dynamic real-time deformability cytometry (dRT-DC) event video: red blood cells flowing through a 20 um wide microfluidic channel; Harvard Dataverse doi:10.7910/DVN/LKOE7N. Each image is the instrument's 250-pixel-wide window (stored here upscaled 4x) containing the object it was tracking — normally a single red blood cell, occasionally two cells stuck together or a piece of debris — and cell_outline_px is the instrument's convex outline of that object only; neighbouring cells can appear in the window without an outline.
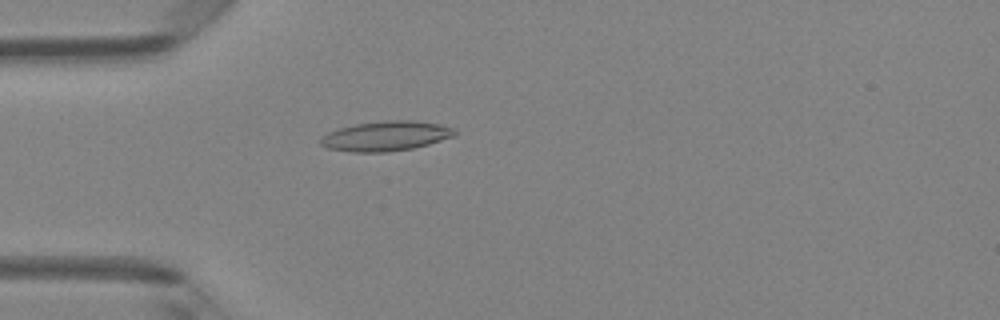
{"species": "Egyptian fruit bat (a non-hibernating species)", "species_latin": "Rousettus aegyptiacus", "temperature_condition": "room temperature", "stored_images_in_passage": 3, "camera_frame_rate_fps": 3000, "um_per_image_px": 0.085, "animal": {"sex": "female"}, "frame": {"image": 1, "passage_image": 3, "time_ms": 0.667, "image_size_px": [1000, 320], "cell_outline_px": [[456, 132], [452, 136], [428, 144], [412, 148], [388, 152], [352, 152], [328, 148], [320, 144], [320, 136], [328, 132], [340, 128], [356, 124], [388, 120], [412, 120], [440, 124], [452, 128]], "centroid_in_image_um": [32.75, 11.56], "position_along_channel_um": 52.3, "area_um2": 23.06}}